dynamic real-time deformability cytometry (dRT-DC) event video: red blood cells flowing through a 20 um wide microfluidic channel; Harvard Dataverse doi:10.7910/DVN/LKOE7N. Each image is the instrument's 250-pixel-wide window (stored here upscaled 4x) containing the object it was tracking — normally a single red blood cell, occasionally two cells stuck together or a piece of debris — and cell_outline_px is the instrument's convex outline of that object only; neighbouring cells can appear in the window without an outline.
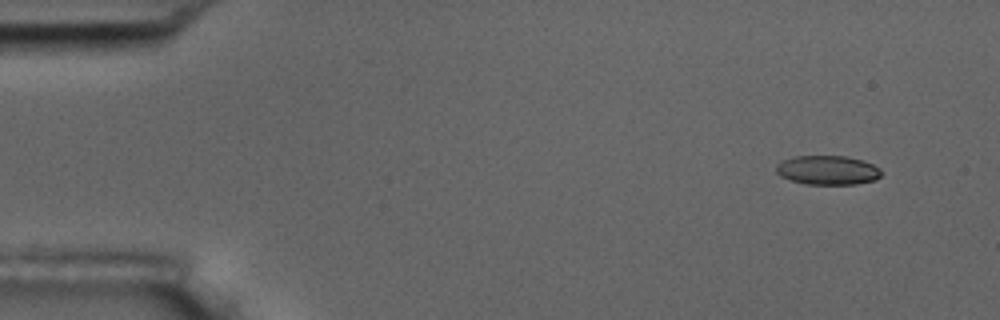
{"species": "common noctule bat (a hibernating species)", "species_latin": "Nyctalus noctula", "temperature_condition": "room temperature", "stored_images_in_passage": 6, "camera_frame_rate_fps": 3000, "um_per_image_px": 0.085, "animal": {"sex": "male", "body_mass_g": 17.5, "forearm_length_mm": 52.3}, "frame": {"image": 1, "passage_image": 2, "time_ms": 1.0, "image_size_px": [1000, 320], "cell_outline_px": [[880, 176], [876, 180], [856, 184], [804, 184], [780, 176], [776, 172], [776, 164], [792, 156], [848, 156], [864, 160], [880, 168]], "centroid_in_image_um": [70.35, 14.46], "position_along_channel_um": 14.6, "area_um2": 17.98}}